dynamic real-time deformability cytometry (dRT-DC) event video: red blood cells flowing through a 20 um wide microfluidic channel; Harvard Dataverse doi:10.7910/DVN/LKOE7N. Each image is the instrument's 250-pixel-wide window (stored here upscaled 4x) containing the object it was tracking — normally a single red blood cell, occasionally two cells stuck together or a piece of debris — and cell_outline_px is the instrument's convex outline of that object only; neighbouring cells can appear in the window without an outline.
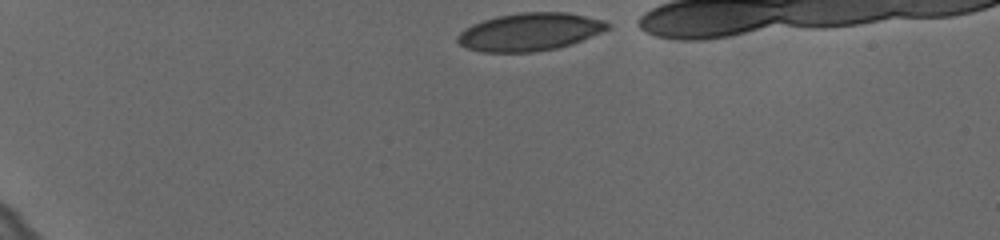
{"species": "human", "species_latin": "Homo sapiens", "temperature_condition": "cold", "stored_images_in_passage": 38, "camera_frame_rate_fps": 3000, "um_per_image_px": 0.085, "donor": {"sex": "female"}, "frame": {"image": 1, "passage_image": 1, "time_ms": 0.0, "image_size_px": [1000, 240], "cell_outline_px": [[608, 28], [600, 32], [572, 44], [556, 48], [532, 52], [484, 52], [468, 48], [460, 44], [456, 40], [456, 36], [464, 28], [472, 24], [484, 20], [500, 16], [520, 12], [564, 12], [604, 20], [608, 24]], "centroid_in_image_um": [44.98, 2.71], "position_along_channel_um": 40.0, "area_um2": 32.66}}
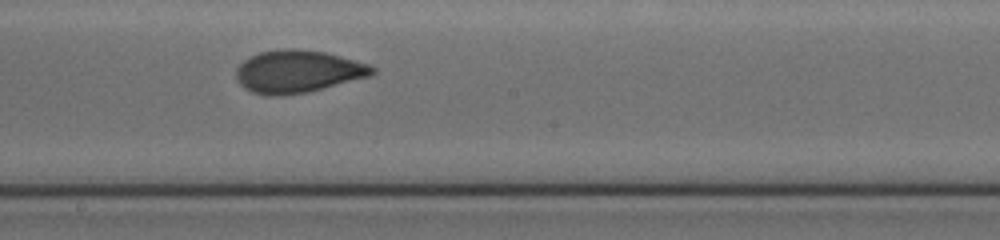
{"frame": {"image": 2, "passage_image": 22, "time_ms": 7.0, "image_size_px": [1000, 240], "cell_outline_px": [[376, 72], [372, 76], [308, 92], [280, 96], [268, 96], [252, 92], [244, 88], [236, 80], [236, 68], [244, 60], [260, 52], [288, 48], [296, 48], [324, 52], [340, 56], [368, 64], [376, 68]], "centroid_in_image_um": [25.32, 6.09], "position_along_channel_um": 222.9, "area_um2": 33.87}}
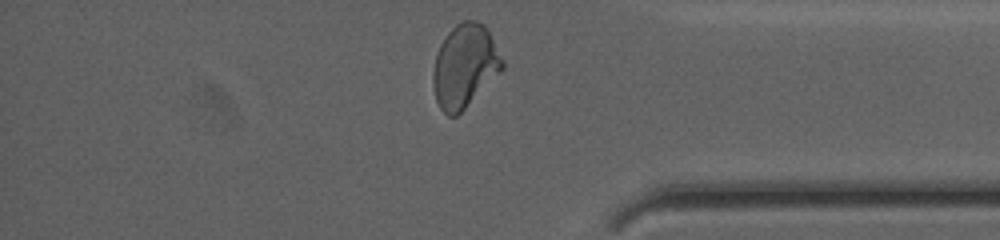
{"frame": {"image": 3, "passage_image": 37, "time_ms": 12.0, "image_size_px": [1000, 240], "cell_outline_px": [[504, 68], [456, 116], [448, 116], [440, 108], [436, 100], [432, 84], [432, 72], [436, 52], [440, 44], [448, 32], [456, 24], [464, 20], [476, 20], [484, 24], [504, 60]], "centroid_in_image_um": [39.48, 5.59], "position_along_channel_um": 395.7, "area_um2": 33.41}, "authors_computed_cell_mechanics": {"area_um2": 33.3217, "velocity_mm_per_s": 3.6264, "shape_relaxation_time_tau1_ms": 5.1422, "shape_relaxation_time_tau2_ms": 1.0115, "deformation_change_tau1": 0.1592, "deformation_change_tau2": 0.0678}}